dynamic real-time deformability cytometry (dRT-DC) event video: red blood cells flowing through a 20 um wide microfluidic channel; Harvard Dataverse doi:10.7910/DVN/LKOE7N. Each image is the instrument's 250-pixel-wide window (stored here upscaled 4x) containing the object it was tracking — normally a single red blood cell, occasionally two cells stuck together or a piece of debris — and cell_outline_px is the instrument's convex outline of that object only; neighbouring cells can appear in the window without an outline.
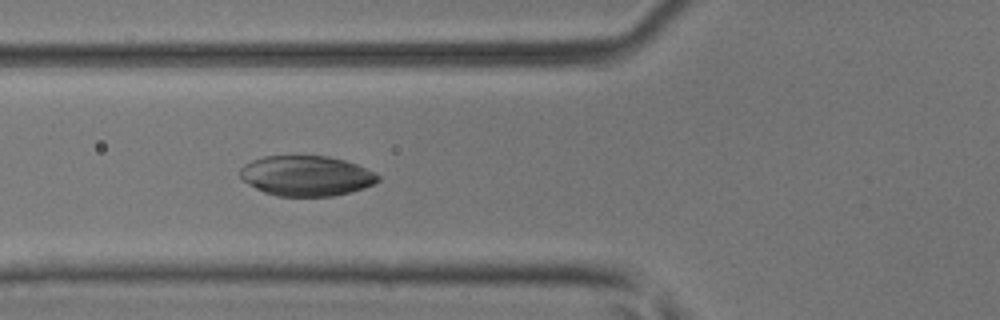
{"species": "common noctule bat (a hibernating species)", "species_latin": "Nyctalus noctula", "temperature_condition": "room temperature", "stored_images_in_passage": 5, "camera_frame_rate_fps": 3000, "um_per_image_px": 0.085, "animal": {"sex": "male", "body_mass_g": 17.9, "forearm_length_mm": 54.2}, "frame": {"image": 1, "passage_image": 5, "time_ms": 1.333, "image_size_px": [1000, 320], "cell_outline_px": [[380, 180], [364, 188], [332, 196], [276, 196], [264, 192], [248, 184], [240, 176], [240, 168], [244, 164], [252, 160], [264, 156], [328, 156], [344, 160], [356, 164], [380, 176]], "centroid_in_image_um": [26.01, 14.94], "position_along_channel_um": 99.8, "area_um2": 32.14}}